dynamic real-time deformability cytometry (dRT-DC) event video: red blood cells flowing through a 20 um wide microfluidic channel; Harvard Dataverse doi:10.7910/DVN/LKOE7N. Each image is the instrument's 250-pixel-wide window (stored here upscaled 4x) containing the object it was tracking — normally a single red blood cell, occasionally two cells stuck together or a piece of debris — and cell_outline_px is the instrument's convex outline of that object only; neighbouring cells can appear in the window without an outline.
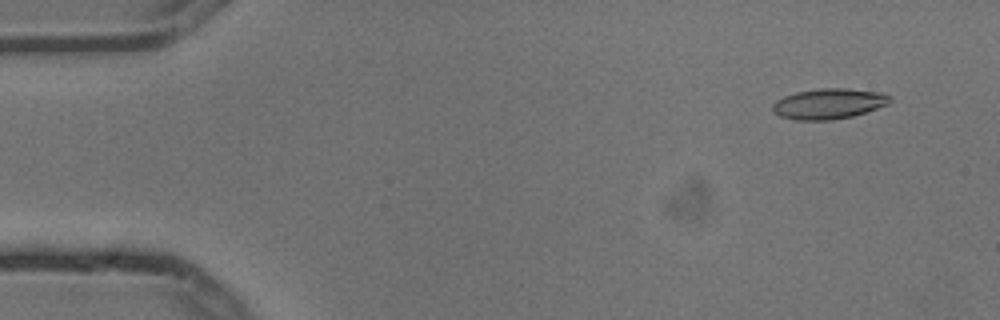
{"species": "common noctule bat (a hibernating species)", "species_latin": "Nyctalus noctula", "temperature_condition": "cold", "stored_images_in_passage": 5, "camera_frame_rate_fps": 3000, "um_per_image_px": 0.085, "animal": {"sex": "male", "body_mass_g": 13.3}, "frame": {"image": 1, "passage_image": 2, "time_ms": 0.333, "image_size_px": [1000, 320], "cell_outline_px": [[892, 100], [888, 104], [852, 116], [832, 120], [796, 120], [780, 116], [772, 112], [772, 104], [776, 100], [784, 96], [796, 92], [820, 88], [844, 88], [880, 92], [892, 96]], "centroid_in_image_um": [70.42, 8.81], "position_along_channel_um": 14.6, "area_um2": 20.87}}
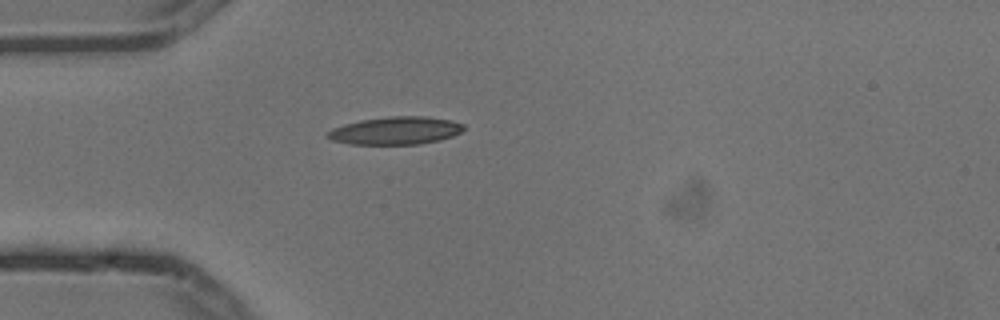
{"frame": {"image": 2, "passage_image": 5, "time_ms": 1.333, "image_size_px": [1000, 320], "cell_outline_px": [[464, 128], [460, 132], [452, 136], [440, 140], [420, 144], [348, 144], [332, 140], [324, 136], [332, 128], [344, 124], [360, 120], [392, 116], [428, 116], [452, 120], [464, 124]], "centroid_in_image_um": [33.62, 11.1], "position_along_channel_um": 51.4, "area_um2": 22.14}}